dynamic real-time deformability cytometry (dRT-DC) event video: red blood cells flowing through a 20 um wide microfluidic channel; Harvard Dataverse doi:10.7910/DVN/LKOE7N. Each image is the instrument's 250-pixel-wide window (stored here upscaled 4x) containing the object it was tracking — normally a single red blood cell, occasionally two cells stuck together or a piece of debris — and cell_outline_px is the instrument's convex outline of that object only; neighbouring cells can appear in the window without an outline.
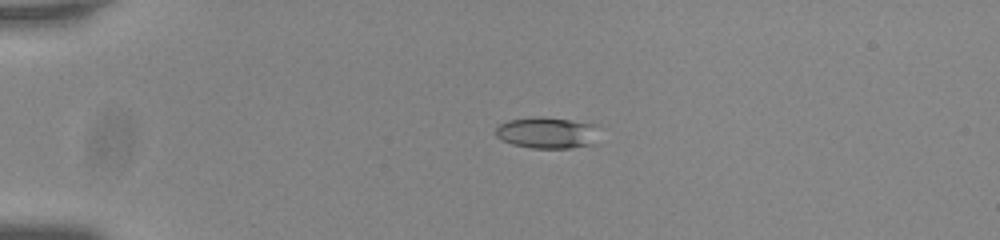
{"species": "common noctule bat (a hibernating species)", "species_latin": "Nyctalus noctula", "temperature_condition": "room temperature", "stored_images_in_passage": 44, "camera_frame_rate_fps": 3000, "um_per_image_px": 0.085, "animal": {"sex": "male", "body_mass_g": 20.0, "forearm_length_mm": 53.3}, "frame": {"image": 1, "passage_image": 2, "time_ms": 0.333, "image_size_px": [1000, 240], "cell_outline_px": [[596, 144], [572, 148], [532, 148], [512, 144], [500, 140], [496, 136], [496, 128], [500, 124], [508, 120], [540, 116], [596, 124]], "centroid_in_image_um": [46.49, 11.3], "position_along_channel_um": 38.5, "area_um2": 18.96}}
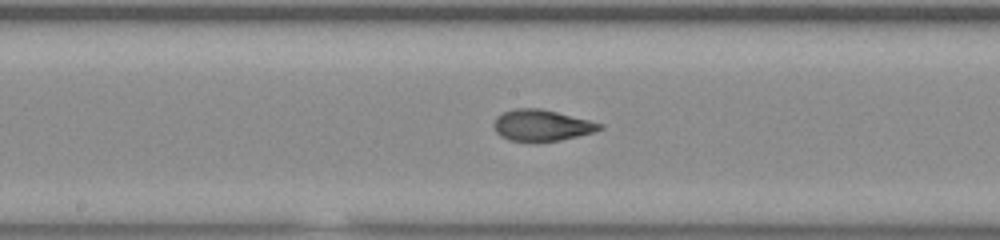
{"frame": {"image": 2, "passage_image": 19, "time_ms": 6.0, "image_size_px": [1000, 240], "cell_outline_px": [[604, 128], [592, 132], [560, 140], [508, 140], [500, 136], [496, 132], [492, 124], [496, 116], [512, 108], [540, 108], [604, 124]], "centroid_in_image_um": [46.0, 10.63], "position_along_channel_um": 202.2, "area_um2": 18.96}}
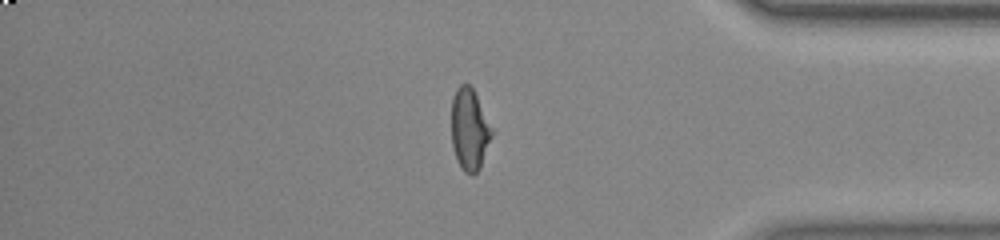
{"frame": {"image": 3, "passage_image": 36, "time_ms": 11.667, "image_size_px": [1000, 240], "cell_outline_px": [[492, 136], [480, 168], [472, 176], [464, 172], [456, 160], [452, 144], [452, 96], [456, 88], [460, 84], [468, 84], [472, 88], [492, 128]], "centroid_in_image_um": [39.89, 11.02], "position_along_channel_um": 395.3, "area_um2": 19.07}, "authors_computed_cell_mechanics": {"area_um2": 19.2185, "velocity_mm_per_s": 3.7577, "shape_relaxation_time_tau1_ms": 11.3152, "shape_relaxation_time_tau2_ms": 0.9747, "deformation_change_tau1": 0.3307, "deformation_change_tau2": 0.0717}}